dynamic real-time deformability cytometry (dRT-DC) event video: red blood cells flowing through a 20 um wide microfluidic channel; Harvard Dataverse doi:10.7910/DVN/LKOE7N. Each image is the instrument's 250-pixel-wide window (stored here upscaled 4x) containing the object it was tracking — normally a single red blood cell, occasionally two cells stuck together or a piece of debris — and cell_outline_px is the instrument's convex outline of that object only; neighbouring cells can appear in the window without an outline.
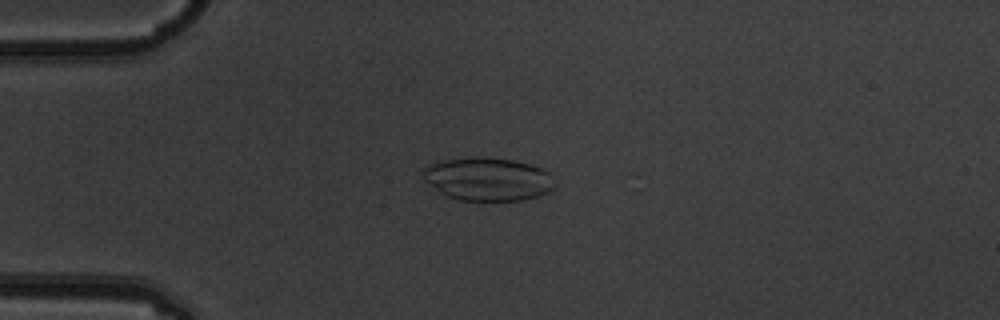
{"species": "common noctule bat (a hibernating species)", "species_latin": "Nyctalus noctula", "temperature_condition": "warm", "stored_images_in_passage": 4, "camera_frame_rate_fps": 3000, "um_per_image_px": 0.085, "animal": {"sex": "male", "body_mass_g": 19.5, "forearm_length_mm": 54.6}, "frame": {"image": 1, "passage_image": 4, "time_ms": 1.0, "image_size_px": [1000, 320], "cell_outline_px": [[556, 188], [540, 196], [524, 200], [456, 200], [444, 196], [424, 180], [424, 164], [436, 160], [476, 156], [512, 160], [548, 168], [556, 184]], "centroid_in_image_um": [41.48, 15.21], "position_along_channel_um": 43.5, "area_um2": 34.04}}